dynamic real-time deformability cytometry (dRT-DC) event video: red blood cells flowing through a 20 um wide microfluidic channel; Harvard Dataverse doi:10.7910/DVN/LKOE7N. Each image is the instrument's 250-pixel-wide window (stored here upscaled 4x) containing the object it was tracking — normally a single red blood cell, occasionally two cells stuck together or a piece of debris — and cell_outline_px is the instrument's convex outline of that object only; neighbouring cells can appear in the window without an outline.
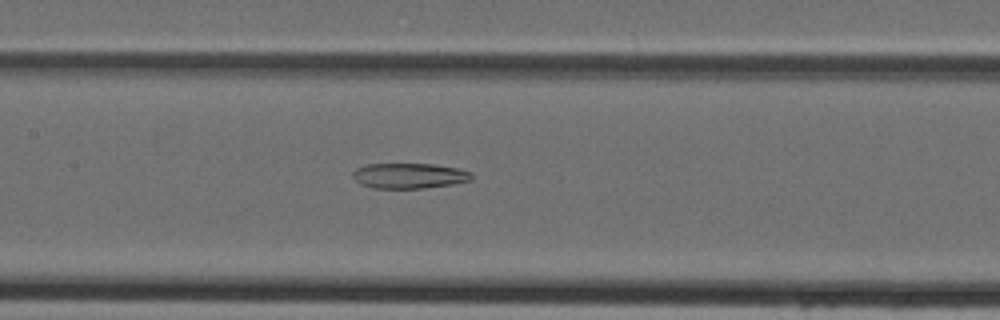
{"species": "Egyptian fruit bat (a non-hibernating species)", "species_latin": "Rousettus aegyptiacus", "temperature_condition": "cold", "stored_images_in_passage": 25, "camera_frame_rate_fps": 3000, "um_per_image_px": 0.085, "animal": {"sex": "female"}, "frame": {"image": 1, "passage_image": 9, "time_ms": 2.667, "image_size_px": [1000, 320], "cell_outline_px": [[472, 180], [452, 184], [424, 188], [372, 188], [360, 184], [352, 176], [352, 172], [356, 168], [368, 164], [432, 164], [456, 168], [472, 172]], "centroid_in_image_um": [34.77, 14.94], "position_along_channel_um": 172.6, "area_um2": 17.51}}
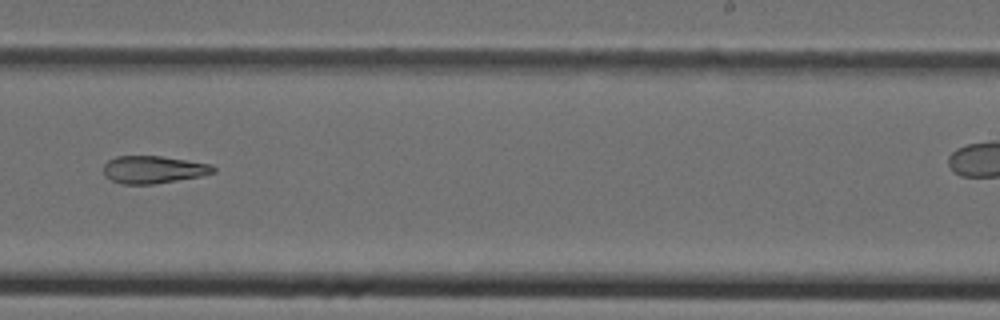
{"frame": {"image": 2, "passage_image": 16, "time_ms": 5.0, "image_size_px": [1000, 320], "cell_outline_px": [[216, 172], [200, 176], [152, 184], [120, 184], [104, 176], [104, 164], [108, 160], [116, 156], [160, 156], [212, 164], [216, 168]], "centroid_in_image_um": [13.03, 14.41], "position_along_channel_um": 276.0, "area_um2": 17.57}}
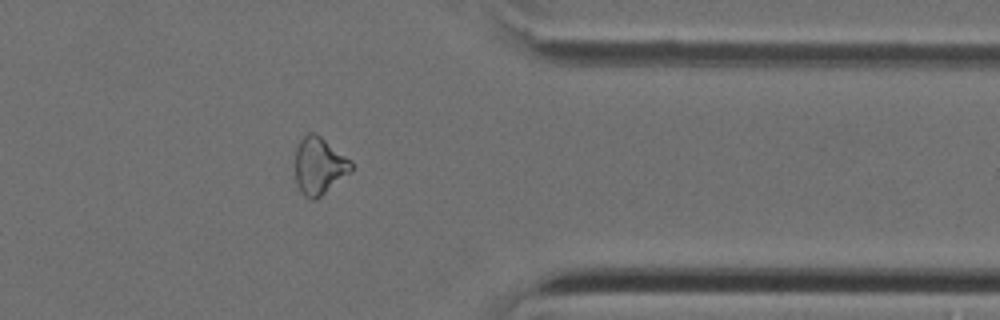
{"frame": {"image": 3, "passage_image": 24, "time_ms": 7.667, "image_size_px": [1000, 320], "cell_outline_px": [[352, 168], [348, 172], [320, 196], [312, 200], [304, 196], [300, 192], [296, 184], [296, 148], [300, 140], [308, 132], [312, 132], [320, 136], [352, 160]], "centroid_in_image_um": [27.1, 14.08], "position_along_channel_um": 384.3, "area_um2": 18.26}}